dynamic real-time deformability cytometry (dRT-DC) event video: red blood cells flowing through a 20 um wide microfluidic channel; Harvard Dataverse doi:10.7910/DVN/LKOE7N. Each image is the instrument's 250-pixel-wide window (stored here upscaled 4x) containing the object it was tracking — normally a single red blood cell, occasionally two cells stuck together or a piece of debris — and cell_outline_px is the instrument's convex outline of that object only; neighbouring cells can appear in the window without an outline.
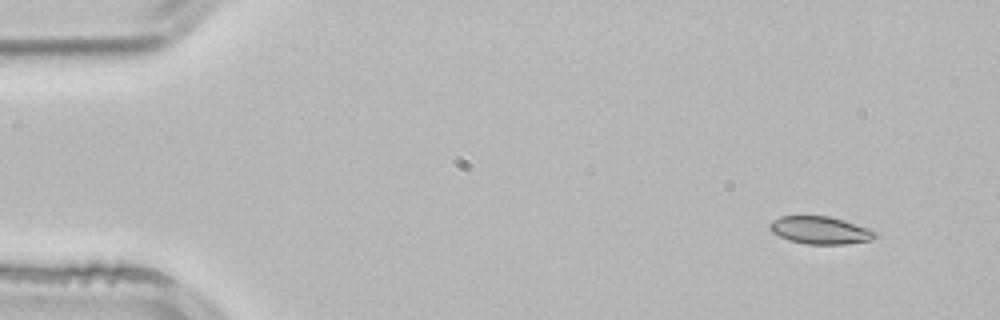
{"species": "common noctule bat (a hibernating species)", "species_latin": "Nyctalus noctula", "temperature_condition": "room temperature", "stored_images_in_passage": 3, "camera_frame_rate_fps": 3000, "um_per_image_px": 0.085, "animal": {"sex": "male", "body_mass_g": 21.5, "forearm_length_mm": 52.0}, "frame": {"image": 1, "passage_image": 1, "time_ms": 0.0, "image_size_px": [1000, 320], "cell_outline_px": [[880, 236], [872, 240], [844, 244], [808, 244], [788, 240], [772, 232], [768, 228], [768, 224], [772, 220], [780, 216], [828, 216], [844, 220], [876, 232]], "centroid_in_image_um": [69.7, 19.57], "position_along_channel_um": 15.3, "area_um2": 16.94}}